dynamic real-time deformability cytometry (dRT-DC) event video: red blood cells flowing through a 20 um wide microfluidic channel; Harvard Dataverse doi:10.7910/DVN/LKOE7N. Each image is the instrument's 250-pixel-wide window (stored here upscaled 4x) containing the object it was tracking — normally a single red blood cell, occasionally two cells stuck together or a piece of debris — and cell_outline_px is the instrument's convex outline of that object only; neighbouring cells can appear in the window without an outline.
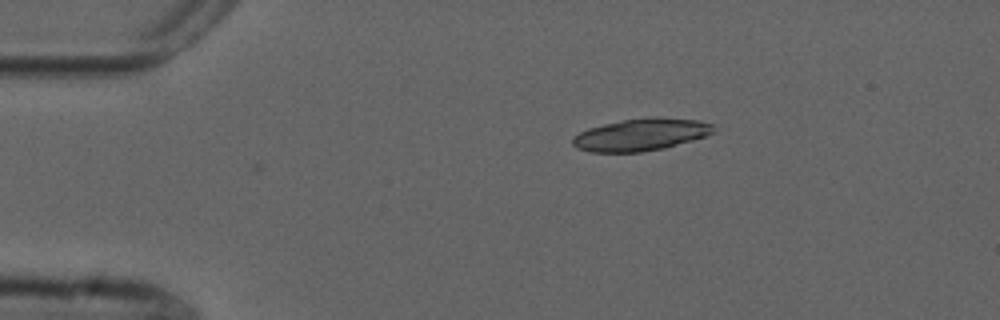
{"species": "common noctule bat (a hibernating species)", "species_latin": "Nyctalus noctula", "temperature_condition": "cold", "stored_images_in_passage": 8, "camera_frame_rate_fps": 3000, "um_per_image_px": 0.085, "animal": {"sex": "male", "forearm_length_mm": 52.5}, "frame": {"image": 1, "passage_image": 1, "time_ms": 0.0, "image_size_px": [1000, 320], "cell_outline_px": [[716, 132], [692, 140], [664, 148], [640, 152], [588, 152], [576, 148], [572, 144], [572, 136], [588, 128], [604, 124], [624, 120], [652, 116], [656, 116], [700, 120], [716, 124]], "centroid_in_image_um": [54.51, 11.43], "position_along_channel_um": 30.5, "area_um2": 26.76}}